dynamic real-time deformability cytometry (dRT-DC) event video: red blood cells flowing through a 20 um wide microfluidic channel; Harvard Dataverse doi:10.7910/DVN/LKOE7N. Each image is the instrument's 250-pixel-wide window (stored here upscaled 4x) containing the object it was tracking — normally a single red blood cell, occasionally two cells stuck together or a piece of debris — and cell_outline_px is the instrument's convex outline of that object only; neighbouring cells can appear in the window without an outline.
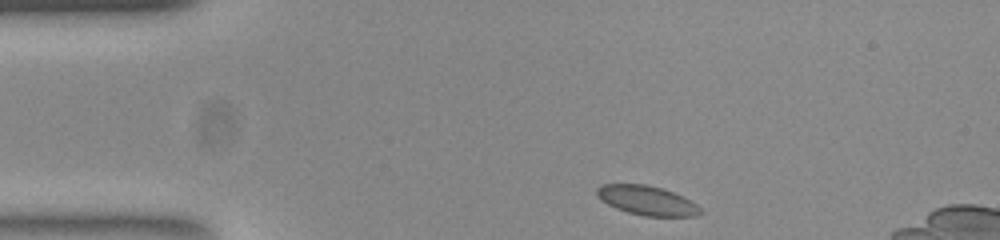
{"species": "common noctule bat (a hibernating species)", "species_latin": "Nyctalus noctula", "temperature_condition": "room temperature", "stored_images_in_passage": 45, "camera_frame_rate_fps": 3000, "um_per_image_px": 0.085, "animal": {"sex": "female", "body_mass_g": 23.0, "forearm_length_mm": 53.4}, "frame": {"image": 1, "passage_image": 1, "time_ms": 0.0, "image_size_px": [1000, 240], "cell_outline_px": [[704, 212], [696, 216], [644, 216], [628, 212], [616, 208], [600, 200], [596, 196], [596, 188], [604, 184], [644, 184], [660, 188], [672, 192], [696, 204]], "centroid_in_image_um": [54.96, 17.04], "position_along_channel_um": 30.0, "area_um2": 17.51}}
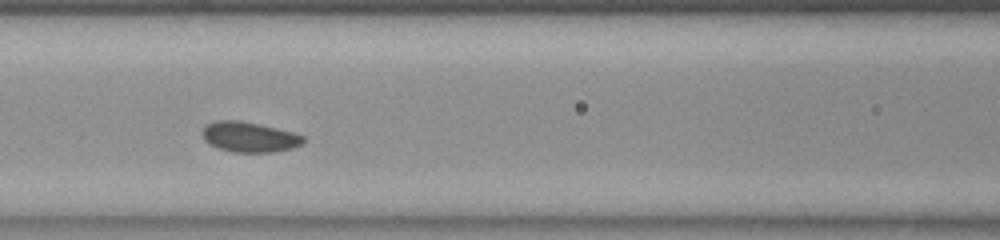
{"frame": {"image": 2, "passage_image": 14, "time_ms": 4.333, "image_size_px": [1000, 240], "cell_outline_px": [[304, 140], [300, 144], [292, 148], [272, 152], [236, 152], [220, 148], [208, 144], [204, 140], [204, 128], [208, 124], [216, 120], [240, 120], [276, 128], [292, 132], [304, 136]], "centroid_in_image_um": [21.19, 11.64], "position_along_channel_um": 145.4, "area_um2": 17.46}}
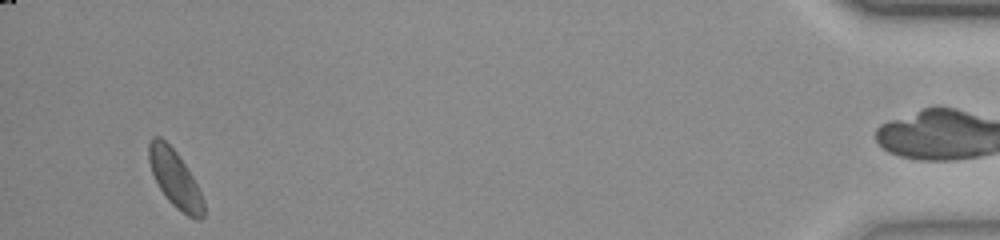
{"frame": {"image": 3, "passage_image": 42, "time_ms": 13.667, "image_size_px": [1000, 240], "cell_outline_px": [[204, 216], [200, 220], [196, 220], [188, 216], [176, 208], [164, 196], [152, 172], [148, 160], [148, 144], [152, 136], [160, 136], [176, 152], [192, 176], [204, 200]], "centroid_in_image_um": [14.87, 15.21], "position_along_channel_um": 420.3, "area_um2": 18.09}}